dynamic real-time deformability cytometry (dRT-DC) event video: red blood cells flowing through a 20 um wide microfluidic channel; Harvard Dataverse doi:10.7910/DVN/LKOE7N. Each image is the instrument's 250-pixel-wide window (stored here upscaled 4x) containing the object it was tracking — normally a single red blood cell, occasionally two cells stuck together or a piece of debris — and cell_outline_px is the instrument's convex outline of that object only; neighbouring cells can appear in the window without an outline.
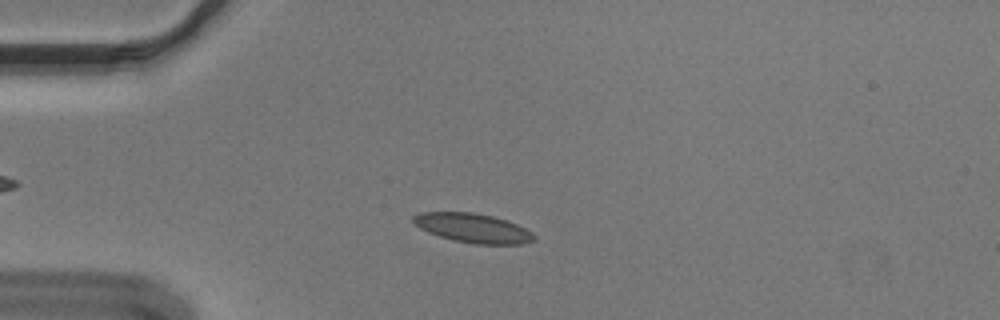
{"species": "Egyptian fruit bat (a non-hibernating species)", "species_latin": "Rousettus aegyptiacus", "temperature_condition": "cold", "stored_images_in_passage": 51, "camera_frame_rate_fps": 3000, "um_per_image_px": 0.085, "animal": {"sex": "male"}, "frame": {"image": 1, "passage_image": 10, "time_ms": 3.0, "image_size_px": [1000, 320], "cell_outline_px": [[536, 240], [524, 244], [476, 244], [452, 240], [428, 232], [420, 228], [412, 220], [412, 216], [420, 212], [472, 212], [492, 216], [516, 224], [532, 232], [536, 236]], "centroid_in_image_um": [40.21, 19.39], "position_along_channel_um": 44.8, "area_um2": 20.52}}
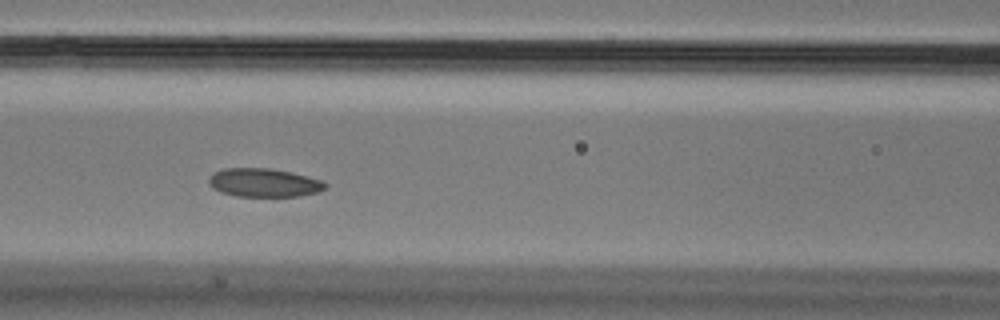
{"frame": {"image": 2, "passage_image": 20, "time_ms": 6.333, "image_size_px": [1000, 320], "cell_outline_px": [[328, 184], [324, 188], [316, 192], [300, 196], [236, 196], [220, 192], [212, 188], [208, 184], [208, 180], [216, 172], [224, 168], [268, 168], [292, 172], [324, 180]], "centroid_in_image_um": [22.45, 15.52], "position_along_channel_um": 144.2, "area_um2": 19.36}}
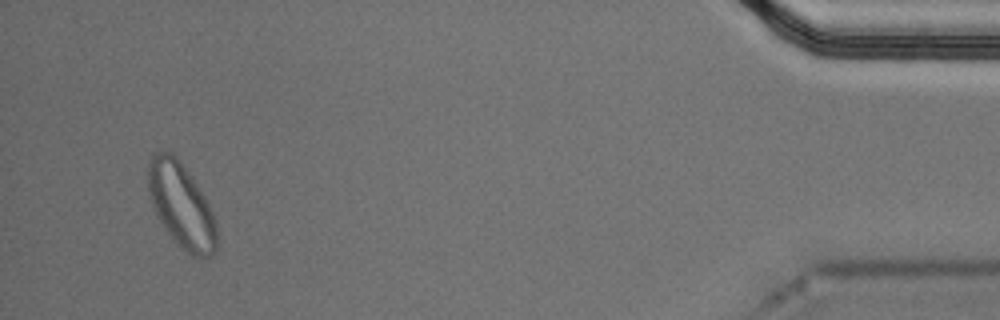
{"frame": {"image": 3, "passage_image": 49, "time_ms": 16.0, "image_size_px": [1000, 320], "cell_outline_px": [[216, 252], [212, 256], [192, 256], [180, 248], [176, 244], [156, 216], [152, 208], [148, 192], [148, 164], [152, 152], [160, 148], [172, 152], [180, 160], [204, 196], [216, 220]], "centroid_in_image_um": [15.37, 17.42], "position_along_channel_um": 419.8, "area_um2": 34.28}, "authors_computed_cell_mechanics": {"area_um2": 20.3456, "velocity_mm_per_s": 3.5886, "shape_relaxation_time_tau1_ms": 6.0524, "shape_relaxation_time_tau2_ms": 6.6914, "deformation_change_tau1": 0.109, "deformation_change_tau2": 0.0959}}